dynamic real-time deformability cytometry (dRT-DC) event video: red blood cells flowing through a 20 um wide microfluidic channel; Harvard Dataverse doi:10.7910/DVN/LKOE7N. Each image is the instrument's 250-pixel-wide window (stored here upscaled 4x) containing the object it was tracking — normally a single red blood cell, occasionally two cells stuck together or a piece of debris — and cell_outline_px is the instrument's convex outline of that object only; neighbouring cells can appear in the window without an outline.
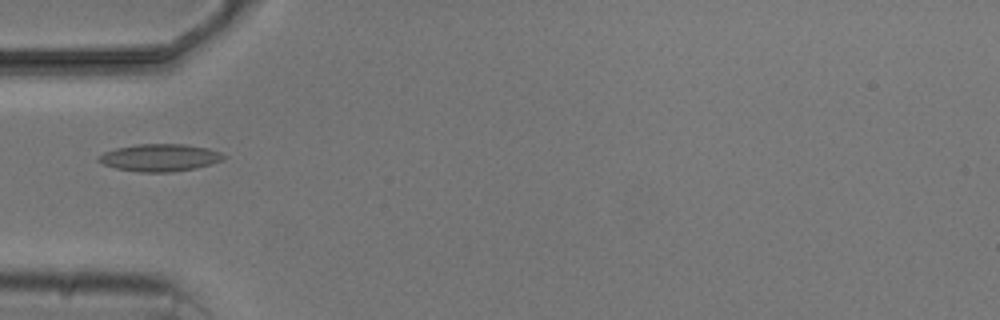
{"species": "common noctule bat (a hibernating species)", "species_latin": "Nyctalus noctula", "temperature_condition": "cold", "stored_images_in_passage": 5, "camera_frame_rate_fps": 3000, "um_per_image_px": 0.085, "animal": {"sex": "male", "body_mass_g": 20.5, "forearm_length_mm": 52.5}, "frame": {"image": 1, "passage_image": 2, "time_ms": 1.333, "image_size_px": [1000, 320], "cell_outline_px": [[228, 156], [224, 160], [212, 164], [196, 168], [172, 172], [140, 172], [116, 168], [104, 164], [96, 160], [96, 156], [104, 152], [116, 148], [136, 144], [184, 144], [208, 148], [220, 152]], "centroid_in_image_um": [13.61, 13.4], "position_along_channel_um": 71.4, "area_um2": 20.11}}
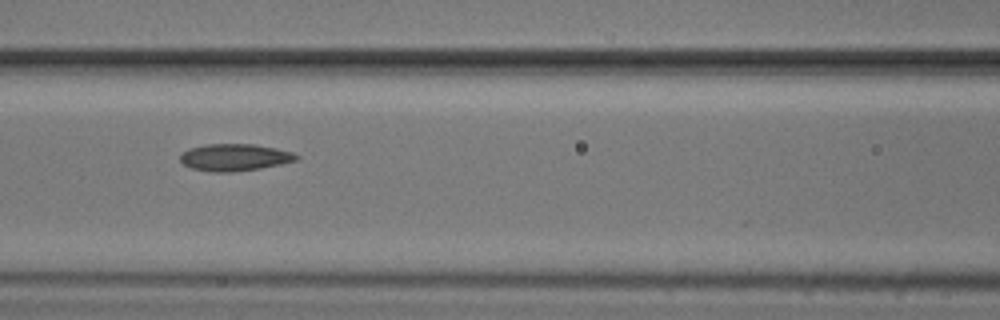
{"frame": {"image": 2, "passage_image": 4, "time_ms": 3.333, "image_size_px": [1000, 320], "cell_outline_px": [[300, 156], [296, 160], [280, 164], [260, 168], [232, 172], [212, 172], [192, 168], [184, 164], [180, 160], [180, 156], [188, 148], [204, 144], [256, 144], [276, 148], [292, 152]], "centroid_in_image_um": [19.94, 13.37], "position_along_channel_um": 146.7, "area_um2": 18.26}}
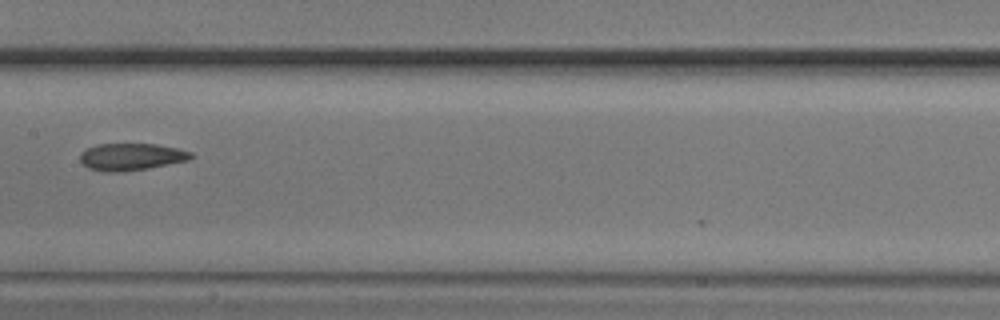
{"frame": {"image": 3, "passage_image": 5, "time_ms": 4.667, "image_size_px": [1000, 320], "cell_outline_px": [[196, 156], [188, 160], [148, 168], [124, 172], [104, 172], [88, 168], [80, 160], [80, 152], [84, 148], [96, 144], [156, 144], [176, 148], [192, 152]], "centroid_in_image_um": [11.13, 13.32], "position_along_channel_um": 196.3, "area_um2": 17.69}}